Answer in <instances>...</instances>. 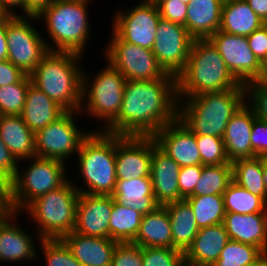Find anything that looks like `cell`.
<instances>
[{
    "label": "cell",
    "mask_w": 267,
    "mask_h": 266,
    "mask_svg": "<svg viewBox=\"0 0 267 266\" xmlns=\"http://www.w3.org/2000/svg\"><path fill=\"white\" fill-rule=\"evenodd\" d=\"M106 63L107 66L94 74L92 80L89 73L84 71L82 74V101L79 111L81 114L87 113L93 119L103 120L100 131H104L118 117L127 80L109 62Z\"/></svg>",
    "instance_id": "9"
},
{
    "label": "cell",
    "mask_w": 267,
    "mask_h": 266,
    "mask_svg": "<svg viewBox=\"0 0 267 266\" xmlns=\"http://www.w3.org/2000/svg\"><path fill=\"white\" fill-rule=\"evenodd\" d=\"M164 207L170 218L173 248L184 253L199 231L192 208L185 199Z\"/></svg>",
    "instance_id": "31"
},
{
    "label": "cell",
    "mask_w": 267,
    "mask_h": 266,
    "mask_svg": "<svg viewBox=\"0 0 267 266\" xmlns=\"http://www.w3.org/2000/svg\"><path fill=\"white\" fill-rule=\"evenodd\" d=\"M132 244L141 247L173 248L170 218L164 206L143 215L138 234Z\"/></svg>",
    "instance_id": "29"
},
{
    "label": "cell",
    "mask_w": 267,
    "mask_h": 266,
    "mask_svg": "<svg viewBox=\"0 0 267 266\" xmlns=\"http://www.w3.org/2000/svg\"><path fill=\"white\" fill-rule=\"evenodd\" d=\"M17 214L20 216L8 210L0 217V263H24L26 260L35 261L38 257L34 237L17 223Z\"/></svg>",
    "instance_id": "19"
},
{
    "label": "cell",
    "mask_w": 267,
    "mask_h": 266,
    "mask_svg": "<svg viewBox=\"0 0 267 266\" xmlns=\"http://www.w3.org/2000/svg\"><path fill=\"white\" fill-rule=\"evenodd\" d=\"M247 266H267V253H264L258 260Z\"/></svg>",
    "instance_id": "54"
},
{
    "label": "cell",
    "mask_w": 267,
    "mask_h": 266,
    "mask_svg": "<svg viewBox=\"0 0 267 266\" xmlns=\"http://www.w3.org/2000/svg\"><path fill=\"white\" fill-rule=\"evenodd\" d=\"M142 266H185L183 252L175 248L142 247Z\"/></svg>",
    "instance_id": "42"
},
{
    "label": "cell",
    "mask_w": 267,
    "mask_h": 266,
    "mask_svg": "<svg viewBox=\"0 0 267 266\" xmlns=\"http://www.w3.org/2000/svg\"><path fill=\"white\" fill-rule=\"evenodd\" d=\"M156 145L151 136L116 134V179L151 177V157Z\"/></svg>",
    "instance_id": "16"
},
{
    "label": "cell",
    "mask_w": 267,
    "mask_h": 266,
    "mask_svg": "<svg viewBox=\"0 0 267 266\" xmlns=\"http://www.w3.org/2000/svg\"><path fill=\"white\" fill-rule=\"evenodd\" d=\"M177 97L244 88L209 39H194L184 70L176 78Z\"/></svg>",
    "instance_id": "2"
},
{
    "label": "cell",
    "mask_w": 267,
    "mask_h": 266,
    "mask_svg": "<svg viewBox=\"0 0 267 266\" xmlns=\"http://www.w3.org/2000/svg\"><path fill=\"white\" fill-rule=\"evenodd\" d=\"M108 42L105 60L127 80L152 81L168 75L159 66L152 50L123 41L114 31Z\"/></svg>",
    "instance_id": "12"
},
{
    "label": "cell",
    "mask_w": 267,
    "mask_h": 266,
    "mask_svg": "<svg viewBox=\"0 0 267 266\" xmlns=\"http://www.w3.org/2000/svg\"><path fill=\"white\" fill-rule=\"evenodd\" d=\"M180 170L181 167L157 145L153 148L150 176L154 196L160 206L183 200L178 183Z\"/></svg>",
    "instance_id": "20"
},
{
    "label": "cell",
    "mask_w": 267,
    "mask_h": 266,
    "mask_svg": "<svg viewBox=\"0 0 267 266\" xmlns=\"http://www.w3.org/2000/svg\"><path fill=\"white\" fill-rule=\"evenodd\" d=\"M263 254L258 247L229 240L212 266H247Z\"/></svg>",
    "instance_id": "37"
},
{
    "label": "cell",
    "mask_w": 267,
    "mask_h": 266,
    "mask_svg": "<svg viewBox=\"0 0 267 266\" xmlns=\"http://www.w3.org/2000/svg\"><path fill=\"white\" fill-rule=\"evenodd\" d=\"M178 117L176 77L126 80L118 117L104 130L120 136L153 137Z\"/></svg>",
    "instance_id": "1"
},
{
    "label": "cell",
    "mask_w": 267,
    "mask_h": 266,
    "mask_svg": "<svg viewBox=\"0 0 267 266\" xmlns=\"http://www.w3.org/2000/svg\"><path fill=\"white\" fill-rule=\"evenodd\" d=\"M251 146L255 157L267 158V123L254 119L251 131Z\"/></svg>",
    "instance_id": "46"
},
{
    "label": "cell",
    "mask_w": 267,
    "mask_h": 266,
    "mask_svg": "<svg viewBox=\"0 0 267 266\" xmlns=\"http://www.w3.org/2000/svg\"><path fill=\"white\" fill-rule=\"evenodd\" d=\"M208 39L217 48L228 70L240 84L244 85L263 77L262 63L249 48L247 37L218 30Z\"/></svg>",
    "instance_id": "15"
},
{
    "label": "cell",
    "mask_w": 267,
    "mask_h": 266,
    "mask_svg": "<svg viewBox=\"0 0 267 266\" xmlns=\"http://www.w3.org/2000/svg\"><path fill=\"white\" fill-rule=\"evenodd\" d=\"M30 83L25 75L18 83L0 87V115H21Z\"/></svg>",
    "instance_id": "38"
},
{
    "label": "cell",
    "mask_w": 267,
    "mask_h": 266,
    "mask_svg": "<svg viewBox=\"0 0 267 266\" xmlns=\"http://www.w3.org/2000/svg\"><path fill=\"white\" fill-rule=\"evenodd\" d=\"M201 156V165L231 164L222 137L195 135Z\"/></svg>",
    "instance_id": "39"
},
{
    "label": "cell",
    "mask_w": 267,
    "mask_h": 266,
    "mask_svg": "<svg viewBox=\"0 0 267 266\" xmlns=\"http://www.w3.org/2000/svg\"><path fill=\"white\" fill-rule=\"evenodd\" d=\"M0 183L6 188L8 189L9 186V182L0 174Z\"/></svg>",
    "instance_id": "59"
},
{
    "label": "cell",
    "mask_w": 267,
    "mask_h": 266,
    "mask_svg": "<svg viewBox=\"0 0 267 266\" xmlns=\"http://www.w3.org/2000/svg\"><path fill=\"white\" fill-rule=\"evenodd\" d=\"M8 14L4 11V9L0 6V19L6 17Z\"/></svg>",
    "instance_id": "60"
},
{
    "label": "cell",
    "mask_w": 267,
    "mask_h": 266,
    "mask_svg": "<svg viewBox=\"0 0 267 266\" xmlns=\"http://www.w3.org/2000/svg\"><path fill=\"white\" fill-rule=\"evenodd\" d=\"M79 191L68 179L62 186L32 201L24 210L38 226L37 240L62 239L73 231ZM26 211V212H25Z\"/></svg>",
    "instance_id": "7"
},
{
    "label": "cell",
    "mask_w": 267,
    "mask_h": 266,
    "mask_svg": "<svg viewBox=\"0 0 267 266\" xmlns=\"http://www.w3.org/2000/svg\"><path fill=\"white\" fill-rule=\"evenodd\" d=\"M262 68H263V77L267 78V56L265 60L262 62Z\"/></svg>",
    "instance_id": "58"
},
{
    "label": "cell",
    "mask_w": 267,
    "mask_h": 266,
    "mask_svg": "<svg viewBox=\"0 0 267 266\" xmlns=\"http://www.w3.org/2000/svg\"><path fill=\"white\" fill-rule=\"evenodd\" d=\"M229 240L223 223L200 228L183 253L185 266H212Z\"/></svg>",
    "instance_id": "22"
},
{
    "label": "cell",
    "mask_w": 267,
    "mask_h": 266,
    "mask_svg": "<svg viewBox=\"0 0 267 266\" xmlns=\"http://www.w3.org/2000/svg\"><path fill=\"white\" fill-rule=\"evenodd\" d=\"M78 113L79 111H66L55 122L36 131L35 156L66 162L73 154L76 155L82 141L91 132L78 128L80 126L75 121Z\"/></svg>",
    "instance_id": "11"
},
{
    "label": "cell",
    "mask_w": 267,
    "mask_h": 266,
    "mask_svg": "<svg viewBox=\"0 0 267 266\" xmlns=\"http://www.w3.org/2000/svg\"><path fill=\"white\" fill-rule=\"evenodd\" d=\"M53 0H23V16L40 15Z\"/></svg>",
    "instance_id": "50"
},
{
    "label": "cell",
    "mask_w": 267,
    "mask_h": 266,
    "mask_svg": "<svg viewBox=\"0 0 267 266\" xmlns=\"http://www.w3.org/2000/svg\"><path fill=\"white\" fill-rule=\"evenodd\" d=\"M225 212L252 214L267 212V203L232 181L223 193Z\"/></svg>",
    "instance_id": "36"
},
{
    "label": "cell",
    "mask_w": 267,
    "mask_h": 266,
    "mask_svg": "<svg viewBox=\"0 0 267 266\" xmlns=\"http://www.w3.org/2000/svg\"><path fill=\"white\" fill-rule=\"evenodd\" d=\"M223 1V3H225V2H228V1H235V0H222Z\"/></svg>",
    "instance_id": "62"
},
{
    "label": "cell",
    "mask_w": 267,
    "mask_h": 266,
    "mask_svg": "<svg viewBox=\"0 0 267 266\" xmlns=\"http://www.w3.org/2000/svg\"><path fill=\"white\" fill-rule=\"evenodd\" d=\"M142 247L132 243H119L113 253L111 266H142Z\"/></svg>",
    "instance_id": "43"
},
{
    "label": "cell",
    "mask_w": 267,
    "mask_h": 266,
    "mask_svg": "<svg viewBox=\"0 0 267 266\" xmlns=\"http://www.w3.org/2000/svg\"><path fill=\"white\" fill-rule=\"evenodd\" d=\"M203 165L181 167L178 183L180 196L185 199L194 193L195 186L202 174Z\"/></svg>",
    "instance_id": "45"
},
{
    "label": "cell",
    "mask_w": 267,
    "mask_h": 266,
    "mask_svg": "<svg viewBox=\"0 0 267 266\" xmlns=\"http://www.w3.org/2000/svg\"><path fill=\"white\" fill-rule=\"evenodd\" d=\"M62 240L82 266H111L116 246L111 238L84 236L72 231Z\"/></svg>",
    "instance_id": "23"
},
{
    "label": "cell",
    "mask_w": 267,
    "mask_h": 266,
    "mask_svg": "<svg viewBox=\"0 0 267 266\" xmlns=\"http://www.w3.org/2000/svg\"><path fill=\"white\" fill-rule=\"evenodd\" d=\"M66 111L32 83L29 84L21 118L34 133L55 122Z\"/></svg>",
    "instance_id": "27"
},
{
    "label": "cell",
    "mask_w": 267,
    "mask_h": 266,
    "mask_svg": "<svg viewBox=\"0 0 267 266\" xmlns=\"http://www.w3.org/2000/svg\"><path fill=\"white\" fill-rule=\"evenodd\" d=\"M191 0H181V2H183L184 4H187L190 2Z\"/></svg>",
    "instance_id": "61"
},
{
    "label": "cell",
    "mask_w": 267,
    "mask_h": 266,
    "mask_svg": "<svg viewBox=\"0 0 267 266\" xmlns=\"http://www.w3.org/2000/svg\"><path fill=\"white\" fill-rule=\"evenodd\" d=\"M177 98L178 118L195 135L223 138L227 123L245 103V89L231 88L194 97Z\"/></svg>",
    "instance_id": "4"
},
{
    "label": "cell",
    "mask_w": 267,
    "mask_h": 266,
    "mask_svg": "<svg viewBox=\"0 0 267 266\" xmlns=\"http://www.w3.org/2000/svg\"><path fill=\"white\" fill-rule=\"evenodd\" d=\"M255 118L253 111L244 103L227 123L223 142L230 162L255 157L251 146V131Z\"/></svg>",
    "instance_id": "24"
},
{
    "label": "cell",
    "mask_w": 267,
    "mask_h": 266,
    "mask_svg": "<svg viewBox=\"0 0 267 266\" xmlns=\"http://www.w3.org/2000/svg\"><path fill=\"white\" fill-rule=\"evenodd\" d=\"M249 48L262 63L267 56V24L247 36Z\"/></svg>",
    "instance_id": "47"
},
{
    "label": "cell",
    "mask_w": 267,
    "mask_h": 266,
    "mask_svg": "<svg viewBox=\"0 0 267 266\" xmlns=\"http://www.w3.org/2000/svg\"><path fill=\"white\" fill-rule=\"evenodd\" d=\"M142 217L141 212L123 206L112 197L109 238L118 243H132L138 234Z\"/></svg>",
    "instance_id": "32"
},
{
    "label": "cell",
    "mask_w": 267,
    "mask_h": 266,
    "mask_svg": "<svg viewBox=\"0 0 267 266\" xmlns=\"http://www.w3.org/2000/svg\"><path fill=\"white\" fill-rule=\"evenodd\" d=\"M0 199H7V189L0 183Z\"/></svg>",
    "instance_id": "57"
},
{
    "label": "cell",
    "mask_w": 267,
    "mask_h": 266,
    "mask_svg": "<svg viewBox=\"0 0 267 266\" xmlns=\"http://www.w3.org/2000/svg\"><path fill=\"white\" fill-rule=\"evenodd\" d=\"M112 197L123 206L131 207L143 215L160 206L154 196L151 177L117 180Z\"/></svg>",
    "instance_id": "28"
},
{
    "label": "cell",
    "mask_w": 267,
    "mask_h": 266,
    "mask_svg": "<svg viewBox=\"0 0 267 266\" xmlns=\"http://www.w3.org/2000/svg\"><path fill=\"white\" fill-rule=\"evenodd\" d=\"M161 18L185 25L188 5L181 0H155Z\"/></svg>",
    "instance_id": "44"
},
{
    "label": "cell",
    "mask_w": 267,
    "mask_h": 266,
    "mask_svg": "<svg viewBox=\"0 0 267 266\" xmlns=\"http://www.w3.org/2000/svg\"><path fill=\"white\" fill-rule=\"evenodd\" d=\"M28 160L31 163L23 171L19 170L18 164L16 174L7 189L8 208L17 213L23 212L32 201L62 186L68 180L65 162L37 156Z\"/></svg>",
    "instance_id": "8"
},
{
    "label": "cell",
    "mask_w": 267,
    "mask_h": 266,
    "mask_svg": "<svg viewBox=\"0 0 267 266\" xmlns=\"http://www.w3.org/2000/svg\"><path fill=\"white\" fill-rule=\"evenodd\" d=\"M0 6L7 14L18 15L14 12V8H21L23 12V0H0Z\"/></svg>",
    "instance_id": "53"
},
{
    "label": "cell",
    "mask_w": 267,
    "mask_h": 266,
    "mask_svg": "<svg viewBox=\"0 0 267 266\" xmlns=\"http://www.w3.org/2000/svg\"><path fill=\"white\" fill-rule=\"evenodd\" d=\"M111 212L112 195L80 193L73 231L84 236L109 238Z\"/></svg>",
    "instance_id": "18"
},
{
    "label": "cell",
    "mask_w": 267,
    "mask_h": 266,
    "mask_svg": "<svg viewBox=\"0 0 267 266\" xmlns=\"http://www.w3.org/2000/svg\"><path fill=\"white\" fill-rule=\"evenodd\" d=\"M9 210L7 199H0V217Z\"/></svg>",
    "instance_id": "56"
},
{
    "label": "cell",
    "mask_w": 267,
    "mask_h": 266,
    "mask_svg": "<svg viewBox=\"0 0 267 266\" xmlns=\"http://www.w3.org/2000/svg\"><path fill=\"white\" fill-rule=\"evenodd\" d=\"M85 187L79 193L112 195L116 187V134L92 130L76 154Z\"/></svg>",
    "instance_id": "5"
},
{
    "label": "cell",
    "mask_w": 267,
    "mask_h": 266,
    "mask_svg": "<svg viewBox=\"0 0 267 266\" xmlns=\"http://www.w3.org/2000/svg\"><path fill=\"white\" fill-rule=\"evenodd\" d=\"M231 164L233 181L266 202L263 182L264 157L240 158Z\"/></svg>",
    "instance_id": "33"
},
{
    "label": "cell",
    "mask_w": 267,
    "mask_h": 266,
    "mask_svg": "<svg viewBox=\"0 0 267 266\" xmlns=\"http://www.w3.org/2000/svg\"><path fill=\"white\" fill-rule=\"evenodd\" d=\"M6 17L0 19V61L7 60Z\"/></svg>",
    "instance_id": "52"
},
{
    "label": "cell",
    "mask_w": 267,
    "mask_h": 266,
    "mask_svg": "<svg viewBox=\"0 0 267 266\" xmlns=\"http://www.w3.org/2000/svg\"><path fill=\"white\" fill-rule=\"evenodd\" d=\"M222 0H191L185 27L193 39H208L220 29Z\"/></svg>",
    "instance_id": "25"
},
{
    "label": "cell",
    "mask_w": 267,
    "mask_h": 266,
    "mask_svg": "<svg viewBox=\"0 0 267 266\" xmlns=\"http://www.w3.org/2000/svg\"><path fill=\"white\" fill-rule=\"evenodd\" d=\"M88 2L84 0H53L40 14L44 20L50 43L49 51L74 52L84 55L90 37ZM52 43V45H51Z\"/></svg>",
    "instance_id": "6"
},
{
    "label": "cell",
    "mask_w": 267,
    "mask_h": 266,
    "mask_svg": "<svg viewBox=\"0 0 267 266\" xmlns=\"http://www.w3.org/2000/svg\"><path fill=\"white\" fill-rule=\"evenodd\" d=\"M83 55L49 51L29 75L31 83L65 111H79L82 101Z\"/></svg>",
    "instance_id": "3"
},
{
    "label": "cell",
    "mask_w": 267,
    "mask_h": 266,
    "mask_svg": "<svg viewBox=\"0 0 267 266\" xmlns=\"http://www.w3.org/2000/svg\"><path fill=\"white\" fill-rule=\"evenodd\" d=\"M33 23L38 21L35 16L8 14L6 16V39L9 60L25 75H30L49 52L46 38L43 39Z\"/></svg>",
    "instance_id": "10"
},
{
    "label": "cell",
    "mask_w": 267,
    "mask_h": 266,
    "mask_svg": "<svg viewBox=\"0 0 267 266\" xmlns=\"http://www.w3.org/2000/svg\"><path fill=\"white\" fill-rule=\"evenodd\" d=\"M264 24L245 0L228 1L222 5L219 30L225 33L247 37Z\"/></svg>",
    "instance_id": "30"
},
{
    "label": "cell",
    "mask_w": 267,
    "mask_h": 266,
    "mask_svg": "<svg viewBox=\"0 0 267 266\" xmlns=\"http://www.w3.org/2000/svg\"><path fill=\"white\" fill-rule=\"evenodd\" d=\"M0 138L18 162L35 156V133L20 115H0Z\"/></svg>",
    "instance_id": "26"
},
{
    "label": "cell",
    "mask_w": 267,
    "mask_h": 266,
    "mask_svg": "<svg viewBox=\"0 0 267 266\" xmlns=\"http://www.w3.org/2000/svg\"><path fill=\"white\" fill-rule=\"evenodd\" d=\"M232 181V164L203 165L191 196L223 195Z\"/></svg>",
    "instance_id": "35"
},
{
    "label": "cell",
    "mask_w": 267,
    "mask_h": 266,
    "mask_svg": "<svg viewBox=\"0 0 267 266\" xmlns=\"http://www.w3.org/2000/svg\"><path fill=\"white\" fill-rule=\"evenodd\" d=\"M25 74L9 60L0 61V87L18 83Z\"/></svg>",
    "instance_id": "49"
},
{
    "label": "cell",
    "mask_w": 267,
    "mask_h": 266,
    "mask_svg": "<svg viewBox=\"0 0 267 266\" xmlns=\"http://www.w3.org/2000/svg\"><path fill=\"white\" fill-rule=\"evenodd\" d=\"M223 225L230 240L253 245L267 253V212H226Z\"/></svg>",
    "instance_id": "21"
},
{
    "label": "cell",
    "mask_w": 267,
    "mask_h": 266,
    "mask_svg": "<svg viewBox=\"0 0 267 266\" xmlns=\"http://www.w3.org/2000/svg\"><path fill=\"white\" fill-rule=\"evenodd\" d=\"M243 86L246 105L253 111L257 119L267 123V78L260 77L245 83Z\"/></svg>",
    "instance_id": "41"
},
{
    "label": "cell",
    "mask_w": 267,
    "mask_h": 266,
    "mask_svg": "<svg viewBox=\"0 0 267 266\" xmlns=\"http://www.w3.org/2000/svg\"><path fill=\"white\" fill-rule=\"evenodd\" d=\"M139 2L129 11L115 12L111 32L114 31L123 41L152 50L161 16L154 1Z\"/></svg>",
    "instance_id": "14"
},
{
    "label": "cell",
    "mask_w": 267,
    "mask_h": 266,
    "mask_svg": "<svg viewBox=\"0 0 267 266\" xmlns=\"http://www.w3.org/2000/svg\"><path fill=\"white\" fill-rule=\"evenodd\" d=\"M254 13L267 24V0H245Z\"/></svg>",
    "instance_id": "51"
},
{
    "label": "cell",
    "mask_w": 267,
    "mask_h": 266,
    "mask_svg": "<svg viewBox=\"0 0 267 266\" xmlns=\"http://www.w3.org/2000/svg\"><path fill=\"white\" fill-rule=\"evenodd\" d=\"M157 146L180 167L201 165L195 134L177 117L154 136Z\"/></svg>",
    "instance_id": "17"
},
{
    "label": "cell",
    "mask_w": 267,
    "mask_h": 266,
    "mask_svg": "<svg viewBox=\"0 0 267 266\" xmlns=\"http://www.w3.org/2000/svg\"><path fill=\"white\" fill-rule=\"evenodd\" d=\"M152 52L166 74L178 77L184 70L194 39L184 25L160 18Z\"/></svg>",
    "instance_id": "13"
},
{
    "label": "cell",
    "mask_w": 267,
    "mask_h": 266,
    "mask_svg": "<svg viewBox=\"0 0 267 266\" xmlns=\"http://www.w3.org/2000/svg\"><path fill=\"white\" fill-rule=\"evenodd\" d=\"M263 182L266 190V203H267V158L266 157H264Z\"/></svg>",
    "instance_id": "55"
},
{
    "label": "cell",
    "mask_w": 267,
    "mask_h": 266,
    "mask_svg": "<svg viewBox=\"0 0 267 266\" xmlns=\"http://www.w3.org/2000/svg\"><path fill=\"white\" fill-rule=\"evenodd\" d=\"M185 200L192 208L199 229L223 223L226 213L223 195L189 196Z\"/></svg>",
    "instance_id": "34"
},
{
    "label": "cell",
    "mask_w": 267,
    "mask_h": 266,
    "mask_svg": "<svg viewBox=\"0 0 267 266\" xmlns=\"http://www.w3.org/2000/svg\"><path fill=\"white\" fill-rule=\"evenodd\" d=\"M18 161L0 138V174L10 182L18 169Z\"/></svg>",
    "instance_id": "48"
},
{
    "label": "cell",
    "mask_w": 267,
    "mask_h": 266,
    "mask_svg": "<svg viewBox=\"0 0 267 266\" xmlns=\"http://www.w3.org/2000/svg\"><path fill=\"white\" fill-rule=\"evenodd\" d=\"M38 244L47 266H82L62 239H42Z\"/></svg>",
    "instance_id": "40"
}]
</instances>
